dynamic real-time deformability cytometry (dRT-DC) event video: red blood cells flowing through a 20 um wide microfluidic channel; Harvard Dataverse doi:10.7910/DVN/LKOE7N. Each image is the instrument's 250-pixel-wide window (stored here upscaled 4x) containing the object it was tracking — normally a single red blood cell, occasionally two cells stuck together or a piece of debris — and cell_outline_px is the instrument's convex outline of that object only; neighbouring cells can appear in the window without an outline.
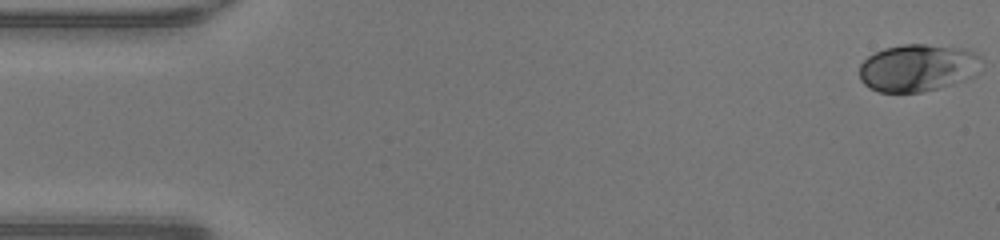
{"species": "human", "species_latin": "Homo sapiens", "temperature_condition": "warm", "stored_images_in_passage": 48, "camera_frame_rate_fps": 3000, "um_per_image_px": 0.085, "donor": {"sex": "male"}, "frame": {"image": 1, "passage_image": 1, "time_ms": 0.0, "image_size_px": [1000, 240], "cell_outline_px": [[980, 72], [964, 80], [936, 88], [920, 92], [880, 92], [868, 88], [860, 80], [860, 64], [868, 56], [884, 48], [904, 44], [924, 44], [964, 48], [976, 52], [980, 56]], "centroid_in_image_um": [78.01, 5.75], "position_along_channel_um": 7.0, "area_um2": 33.76}}
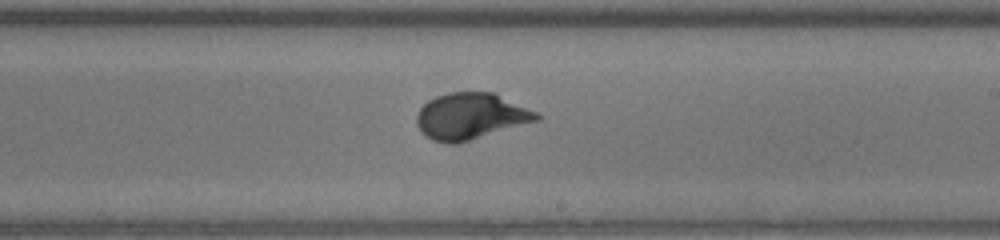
{"frame": {"image": 2, "passage_image": 28, "time_ms": 9.0, "image_size_px": [1000, 240], "cell_outline_px": [[540, 120], [460, 144], [448, 144], [432, 140], [420, 132], [416, 124], [416, 116], [420, 108], [428, 100], [436, 96], [448, 92], [496, 92], [536, 112], [540, 116]], "centroid_in_image_um": [40.0, 9.89], "position_along_channel_um": 249.0, "area_um2": 32.95}}
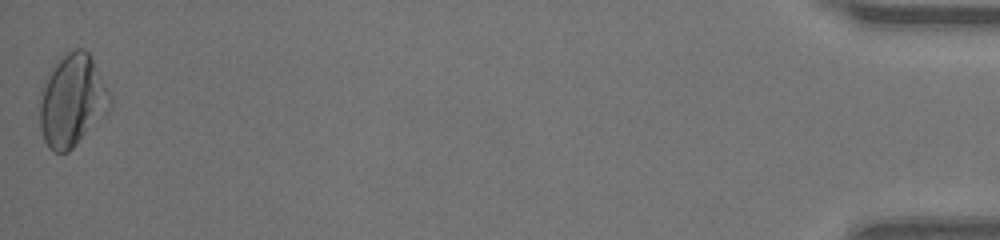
{"frame": {"image": 3, "passage_image": 48, "time_ms": 15.667, "image_size_px": [1000, 240], "cell_outline_px": [[112, 104], [108, 112], [68, 152], [52, 152], [48, 148], [44, 140], [40, 128], [40, 100], [44, 88], [52, 68], [60, 56], [64, 52], [76, 48], [84, 48], [88, 52], [108, 88], [112, 96]], "centroid_in_image_um": [6.16, 8.55], "position_along_channel_um": 429.0, "area_um2": 37.51}, "authors_computed_cell_mechanics": {"area_um2": 31.3565, "velocity_mm_per_s": 4.2929, "shape_relaxation_time_tau1_ms": 2.4377, "shape_relaxation_time_tau2_ms": null, "deformation_change_tau1": 0.1567, "deformation_change_tau2": null}}